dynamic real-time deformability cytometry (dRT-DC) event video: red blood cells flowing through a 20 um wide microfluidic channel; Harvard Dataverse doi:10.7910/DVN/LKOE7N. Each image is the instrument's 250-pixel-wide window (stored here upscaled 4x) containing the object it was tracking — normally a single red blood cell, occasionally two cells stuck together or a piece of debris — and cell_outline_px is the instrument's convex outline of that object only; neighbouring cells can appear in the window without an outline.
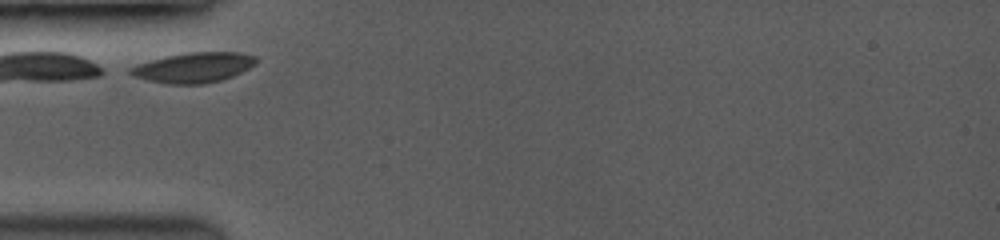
{"species": "common noctule bat (a hibernating species)", "species_latin": "Nyctalus noctula", "temperature_condition": "room temperature", "stored_images_in_passage": 5, "camera_frame_rate_fps": 3500, "um_per_image_px": 0.085, "animal": {"sex": "female", "body_mass_g": 19.0, "forearm_length_mm": 53.3}, "frame": {"image": 1, "passage_image": 1, "time_ms": 0.0, "image_size_px": [1000, 240], "cell_outline_px": [[256, 64], [232, 76], [220, 80], [204, 84], [168, 84], [148, 80], [132, 76], [128, 72], [128, 68], [136, 64], [168, 56], [188, 52], [240, 52], [256, 56]], "centroid_in_image_um": [16.44, 5.74], "position_along_channel_um": 68.6, "area_um2": 21.96}}